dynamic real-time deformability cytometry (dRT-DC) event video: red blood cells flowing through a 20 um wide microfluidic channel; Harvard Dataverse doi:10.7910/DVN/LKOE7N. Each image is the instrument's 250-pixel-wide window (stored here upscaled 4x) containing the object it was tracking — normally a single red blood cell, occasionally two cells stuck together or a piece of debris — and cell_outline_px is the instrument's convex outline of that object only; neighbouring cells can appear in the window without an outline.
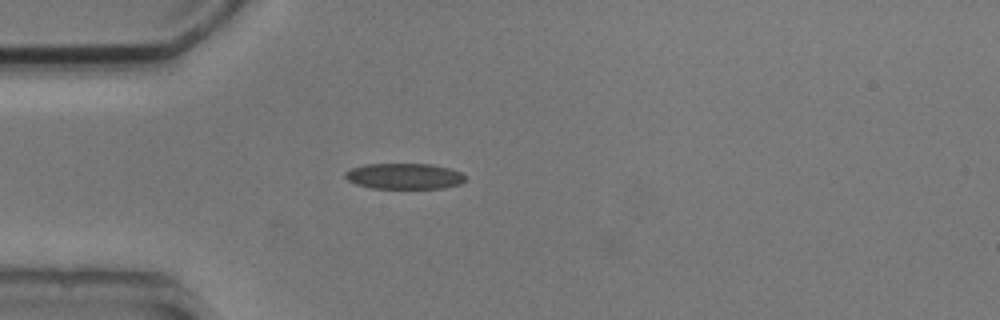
{"species": "common noctule bat (a hibernating species)", "species_latin": "Nyctalus noctula", "temperature_condition": "cold", "stored_images_in_passage": 2, "camera_frame_rate_fps": 3000, "um_per_image_px": 0.085, "animal": {"sex": "male", "body_mass_g": 20.5, "forearm_length_mm": 52.5}, "frame": {"image": 1, "passage_image": 1, "time_ms": 0.0, "image_size_px": [1000, 320], "cell_outline_px": [[464, 180], [460, 184], [444, 188], [372, 188], [356, 184], [348, 180], [344, 176], [344, 172], [352, 168], [364, 164], [432, 164], [448, 168], [460, 172], [464, 176]], "centroid_in_image_um": [34.33, 14.97], "position_along_channel_um": 50.7, "area_um2": 17.98}}